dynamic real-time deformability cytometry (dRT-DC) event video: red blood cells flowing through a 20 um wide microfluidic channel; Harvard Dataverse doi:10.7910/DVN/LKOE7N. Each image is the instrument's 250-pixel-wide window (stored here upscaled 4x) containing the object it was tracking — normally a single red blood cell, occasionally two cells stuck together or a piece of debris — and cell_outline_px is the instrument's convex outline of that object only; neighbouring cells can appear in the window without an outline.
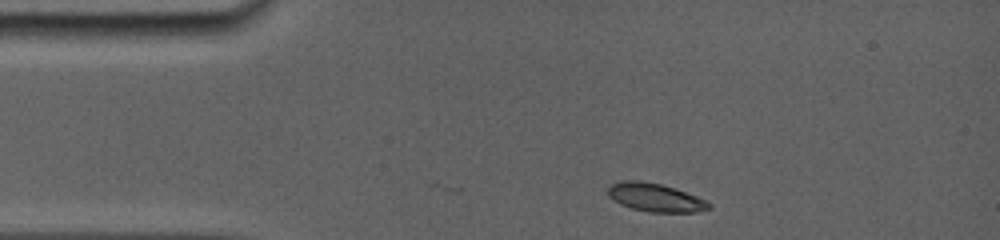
{"species": "common noctule bat (a hibernating species)", "species_latin": "Nyctalus noctula", "temperature_condition": "room temperature", "stored_images_in_passage": 11, "camera_frame_rate_fps": 5000, "um_per_image_px": 0.085, "animal": {"sex": "female", "body_mass_g": 19.0, "forearm_length_mm": 56.7}, "frame": {"image": 1, "passage_image": 1, "time_ms": 0.0, "image_size_px": [1000, 240], "cell_outline_px": [[712, 208], [696, 212], [648, 212], [632, 208], [620, 204], [608, 196], [608, 188], [612, 184], [620, 180], [640, 180], [660, 184], [708, 200], [712, 204]], "centroid_in_image_um": [55.71, 16.79], "position_along_channel_um": 29.3, "area_um2": 16.65}}
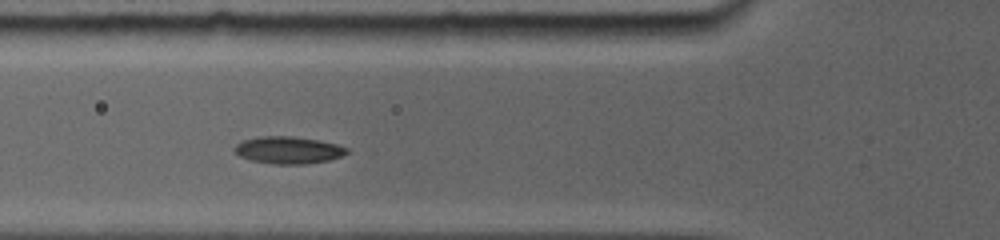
{"frame": {"image": 2, "passage_image": 7, "time_ms": 3.0, "image_size_px": [1000, 240], "cell_outline_px": [[348, 152], [340, 156], [328, 160], [304, 164], [276, 164], [252, 160], [240, 156], [232, 148], [236, 144], [244, 140], [256, 136], [292, 136], [320, 140], [336, 144], [348, 148]], "centroid_in_image_um": [24.49, 12.74], "position_along_channel_um": 101.3, "area_um2": 17.69}}
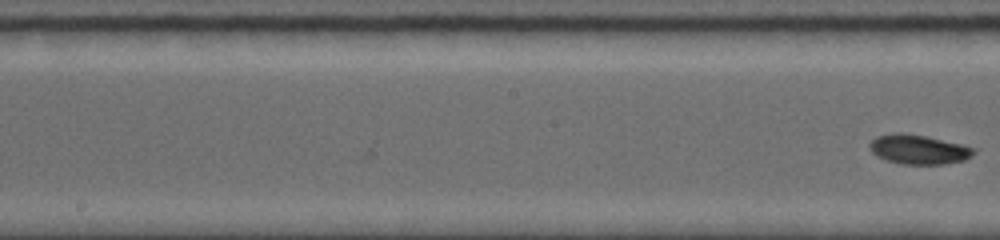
{"frame": {"image": 3, "passage_image": 11, "time_ms": 4.8, "image_size_px": [1000, 240], "cell_outline_px": [[976, 152], [972, 156], [964, 160], [944, 164], [900, 164], [884, 160], [876, 156], [868, 148], [868, 144], [876, 136], [892, 132], [904, 132], [924, 136], [960, 144], [972, 148]], "centroid_in_image_um": [78.0, 12.7], "position_along_channel_um": 170.2, "area_um2": 17.98}}